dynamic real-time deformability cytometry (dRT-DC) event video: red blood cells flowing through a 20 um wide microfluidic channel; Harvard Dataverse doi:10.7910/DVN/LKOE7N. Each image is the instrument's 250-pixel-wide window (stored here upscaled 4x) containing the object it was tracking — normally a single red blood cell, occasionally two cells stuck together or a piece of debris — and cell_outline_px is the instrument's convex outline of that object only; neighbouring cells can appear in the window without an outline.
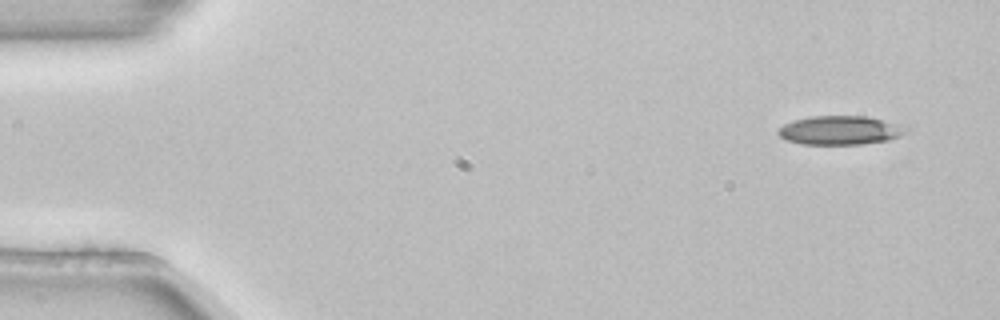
{"species": "common noctule bat (a hibernating species)", "species_latin": "Nyctalus noctula", "temperature_condition": "room temperature", "stored_images_in_passage": 5, "segment_of_instrument_passage": [2, 2], "camera_frame_rate_fps": 3000, "um_per_image_px": 0.085, "animal": {"sex": "female", "body_mass_g": 22.7, "forearm_length_mm": 54.2}, "frame": {"image": 1, "passage_image": 5, "time_ms": 1.333, "image_size_px": [1000, 320], "cell_outline_px": [[912, 128], [908, 132], [900, 136], [888, 140], [860, 144], [800, 144], [784, 140], [776, 132], [784, 124], [792, 120], [812, 116], [864, 116], [900, 124]], "centroid_in_image_um": [71.42, 11.07], "position_along_channel_um": 13.6, "area_um2": 21.68}}